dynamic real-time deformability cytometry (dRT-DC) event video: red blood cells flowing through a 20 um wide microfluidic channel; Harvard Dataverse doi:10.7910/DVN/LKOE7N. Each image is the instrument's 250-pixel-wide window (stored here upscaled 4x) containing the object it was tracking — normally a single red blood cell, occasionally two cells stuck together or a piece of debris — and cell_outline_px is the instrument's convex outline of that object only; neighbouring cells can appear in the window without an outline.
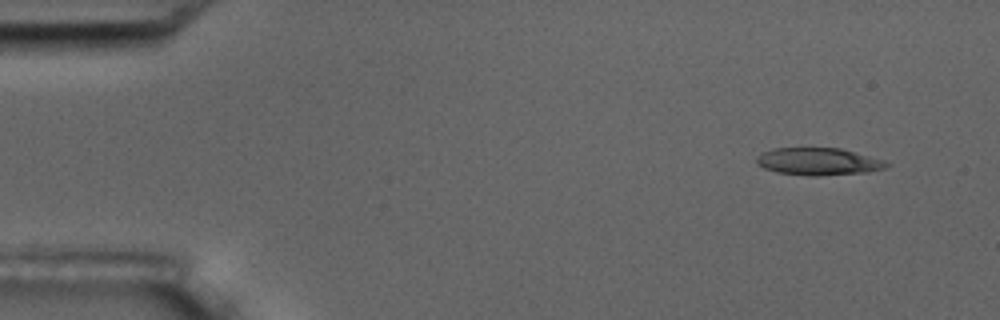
{"species": "common noctule bat (a hibernating species)", "species_latin": "Nyctalus noctula", "temperature_condition": "room temperature", "stored_images_in_passage": 4, "camera_frame_rate_fps": 3000, "um_per_image_px": 0.085, "animal": {"sex": "male", "body_mass_g": 17.5, "forearm_length_mm": 52.3}, "frame": {"image": 1, "passage_image": 1, "time_ms": 0.0, "image_size_px": [1000, 320], "cell_outline_px": [[892, 164], [884, 168], [868, 172], [820, 176], [808, 176], [776, 172], [764, 168], [756, 164], [756, 156], [772, 148], [840, 148], [884, 160]], "centroid_in_image_um": [69.55, 13.74], "position_along_channel_um": 15.4, "area_um2": 20.81}}